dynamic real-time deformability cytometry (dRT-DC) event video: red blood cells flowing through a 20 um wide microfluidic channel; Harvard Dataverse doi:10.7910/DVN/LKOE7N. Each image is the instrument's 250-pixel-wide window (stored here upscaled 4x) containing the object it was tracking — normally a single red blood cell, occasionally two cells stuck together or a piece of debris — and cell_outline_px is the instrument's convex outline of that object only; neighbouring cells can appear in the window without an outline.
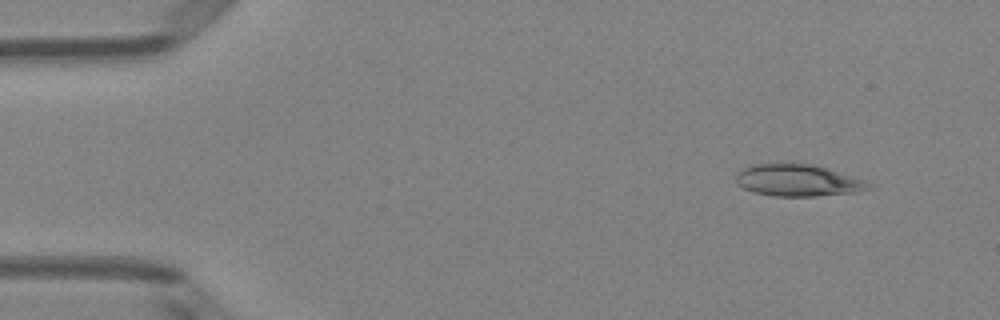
{"species": "Egyptian fruit bat (a non-hibernating species)", "species_latin": "Rousettus aegyptiacus", "temperature_condition": "room temperature", "stored_images_in_passage": 46, "camera_frame_rate_fps": 3000, "um_per_image_px": 0.085, "animal": {"sex": "female"}, "frame": {"image": 1, "passage_image": 1, "time_ms": 0.0, "image_size_px": [1000, 320], "cell_outline_px": [[872, 188], [856, 192], [816, 196], [772, 196], [752, 192], [736, 184], [736, 172], [752, 164], [812, 164], [868, 180], [872, 184]], "centroid_in_image_um": [67.84, 15.34], "position_along_channel_um": 17.2, "area_um2": 24.74}}
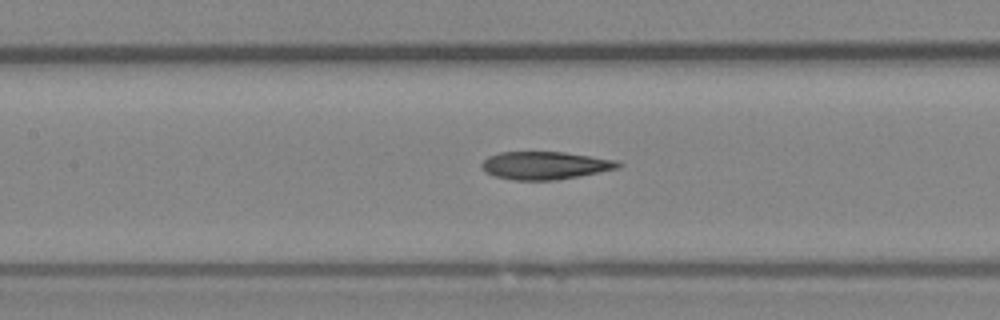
{"frame": {"image": 2, "passage_image": 19, "time_ms": 6.0, "image_size_px": [1000, 320], "cell_outline_px": [[624, 164], [620, 168], [580, 176], [556, 180], [512, 180], [496, 176], [484, 172], [480, 168], [480, 164], [488, 156], [500, 152], [564, 152], [620, 160]], "centroid_in_image_um": [46.36, 14.06], "position_along_channel_um": 161.0, "area_um2": 22.48}}
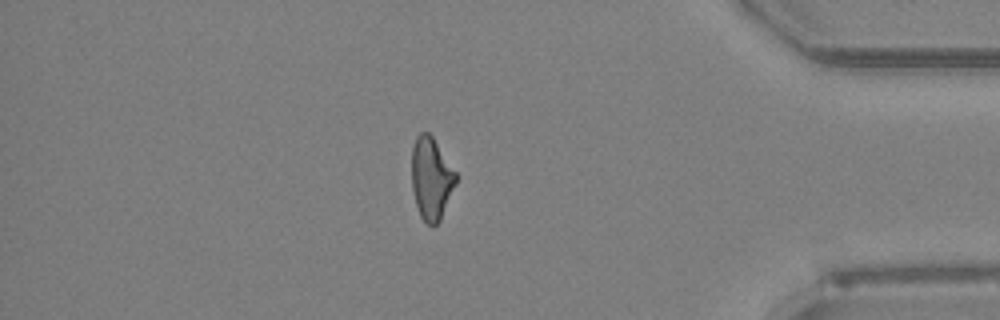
{"frame": {"image": 3, "passage_image": 39, "time_ms": 12.667, "image_size_px": [1000, 320], "cell_outline_px": [[456, 184], [440, 220], [432, 228], [420, 216], [412, 192], [412, 148], [416, 136], [420, 132], [428, 132], [432, 136], [456, 172]], "centroid_in_image_um": [36.65, 15.17], "position_along_channel_um": 398.6, "area_um2": 21.15}, "authors_computed_cell_mechanics": {"area_um2": 22.2819, "velocity_mm_per_s": 4.0702, "shape_relaxation_time_tau1_ms": null, "shape_relaxation_time_tau2_ms": 3.7734, "deformation_change_tau1": null, "deformation_change_tau2": 0.1407}}